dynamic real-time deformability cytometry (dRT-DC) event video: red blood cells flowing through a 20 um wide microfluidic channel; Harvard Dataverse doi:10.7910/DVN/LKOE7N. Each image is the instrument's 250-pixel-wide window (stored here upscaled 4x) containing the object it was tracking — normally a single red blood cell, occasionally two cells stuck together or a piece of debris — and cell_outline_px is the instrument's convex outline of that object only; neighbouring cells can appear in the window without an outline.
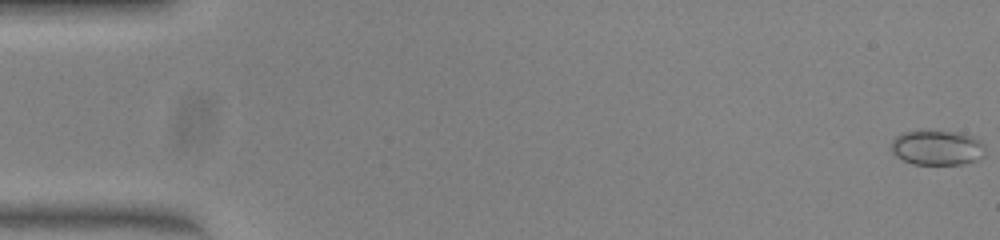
{"species": "common noctule bat (a hibernating species)", "species_latin": "Nyctalus noctula", "temperature_condition": "warm", "stored_images_in_passage": 51, "camera_frame_rate_fps": 3000, "um_per_image_px": 0.085, "animal": {"sex": "female", "body_mass_g": 23.0, "forearm_length_mm": 53.4}, "frame": {"image": 1, "passage_image": 1, "time_ms": 0.0, "image_size_px": [1000, 240], "cell_outline_px": [[984, 156], [976, 160], [960, 164], [912, 164], [896, 156], [892, 152], [892, 140], [896, 136], [904, 132], [920, 128], [960, 132], [972, 136], [980, 140], [984, 144]], "centroid_in_image_um": [79.64, 12.51], "position_along_channel_um": 5.4, "area_um2": 19.65}}
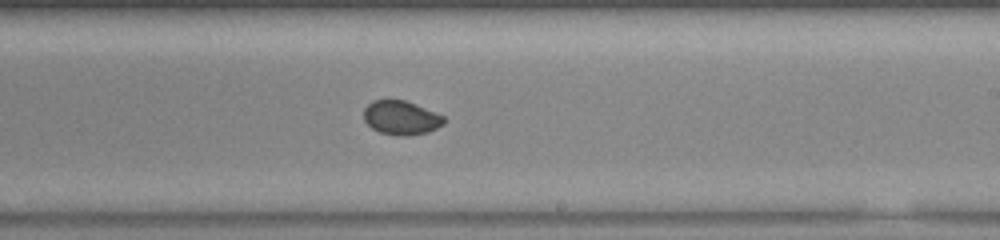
{"frame": {"image": 2, "passage_image": 31, "time_ms": 10.0, "image_size_px": [1000, 240], "cell_outline_px": [[444, 124], [428, 132], [404, 136], [400, 136], [380, 132], [372, 128], [364, 120], [364, 108], [372, 100], [404, 100], [416, 104], [444, 116]], "centroid_in_image_um": [34.09, 10.0], "position_along_channel_um": 254.9, "area_um2": 15.78}}
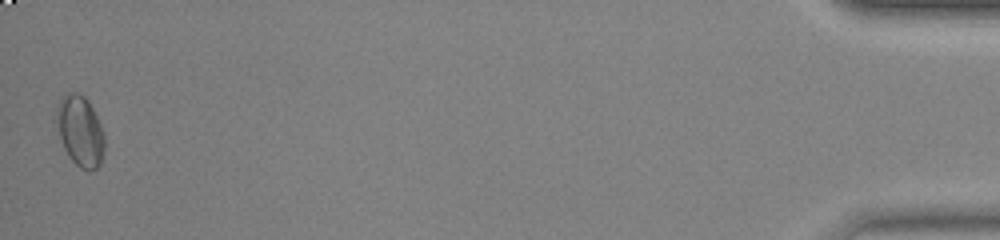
{"frame": {"image": 3, "passage_image": 51, "time_ms": 16.667, "image_size_px": [1000, 240], "cell_outline_px": [[104, 148], [100, 164], [96, 168], [88, 172], [80, 168], [68, 156], [64, 148], [52, 120], [56, 108], [60, 100], [68, 92], [80, 92], [88, 100], [104, 132]], "centroid_in_image_um": [6.77, 11.12], "position_along_channel_um": 428.4, "area_um2": 20.23}}